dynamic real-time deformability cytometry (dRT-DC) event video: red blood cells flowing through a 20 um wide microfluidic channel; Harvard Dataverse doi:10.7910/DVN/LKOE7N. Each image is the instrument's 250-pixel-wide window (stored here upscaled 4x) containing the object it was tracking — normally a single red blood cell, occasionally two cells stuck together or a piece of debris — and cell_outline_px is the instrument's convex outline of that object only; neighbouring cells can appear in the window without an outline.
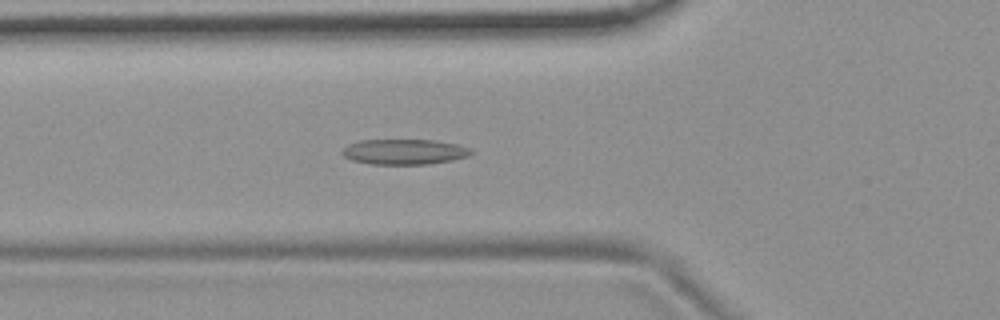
{"species": "common noctule bat (a hibernating species)", "species_latin": "Nyctalus noctula", "temperature_condition": "room temperature", "stored_images_in_passage": 55, "camera_frame_rate_fps": 3000, "um_per_image_px": 0.085, "animal": {"sex": "female", "body_mass_g": 19.9}, "frame": {"image": 1, "passage_image": 20, "time_ms": 6.333, "image_size_px": [1000, 320], "cell_outline_px": [[472, 152], [468, 156], [452, 160], [428, 164], [368, 164], [352, 160], [344, 156], [340, 152], [348, 144], [360, 140], [432, 140], [456, 144], [472, 148]], "centroid_in_image_um": [34.35, 12.9], "position_along_channel_um": 91.5, "area_um2": 19.02}}
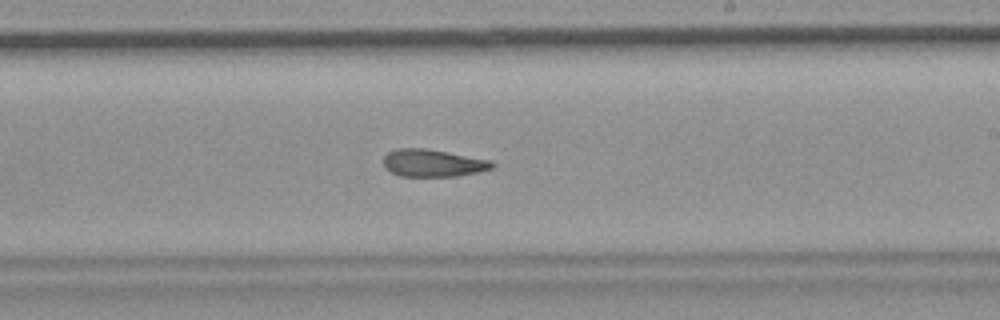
{"frame": {"image": 2, "passage_image": 33, "time_ms": 10.667, "image_size_px": [1000, 320], "cell_outline_px": [[496, 164], [492, 168], [480, 172], [456, 176], [400, 176], [384, 168], [384, 156], [388, 152], [396, 148], [424, 148], [492, 160]], "centroid_in_image_um": [36.81, 13.86], "position_along_channel_um": 252.2, "area_um2": 17.4}}
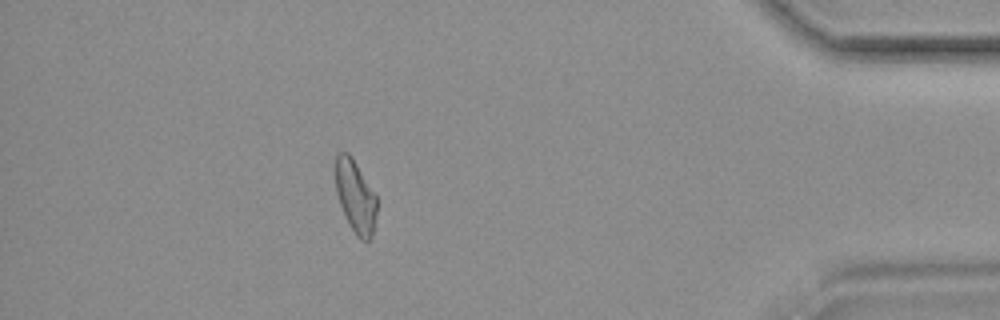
{"frame": {"image": 3, "passage_image": 49, "time_ms": 16.0, "image_size_px": [1000, 320], "cell_outline_px": [[376, 212], [372, 236], [368, 240], [360, 240], [356, 236], [348, 224], [340, 204], [336, 192], [336, 152], [348, 152], [352, 156], [376, 196]], "centroid_in_image_um": [30.2, 16.7], "position_along_channel_um": 405.0, "area_um2": 17.34}, "authors_computed_cell_mechanics": {"area_um2": 18.5538, "velocity_mm_per_s": 3.7082, "shape_relaxation_time_tau1_ms": null, "shape_relaxation_time_tau2_ms": 5.0687, "deformation_change_tau1": null, "deformation_change_tau2": 0.1348}}